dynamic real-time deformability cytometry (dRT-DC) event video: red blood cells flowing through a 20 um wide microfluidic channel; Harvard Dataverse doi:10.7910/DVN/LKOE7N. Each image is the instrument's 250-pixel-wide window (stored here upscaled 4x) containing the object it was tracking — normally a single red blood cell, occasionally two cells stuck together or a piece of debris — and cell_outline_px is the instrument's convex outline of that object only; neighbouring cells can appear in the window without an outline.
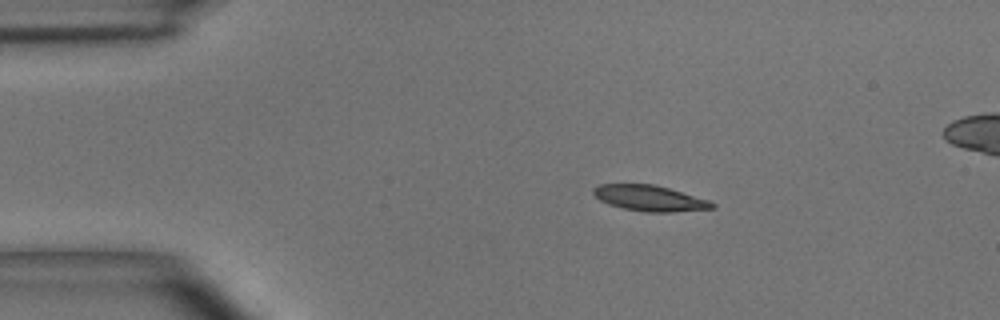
{"species": "common noctule bat (a hibernating species)", "species_latin": "Nyctalus noctula", "temperature_condition": "room temperature", "stored_images_in_passage": 41, "camera_frame_rate_fps": 3000, "um_per_image_px": 0.085, "animal": {"sex": "male", "body_mass_g": 15.6}, "frame": {"image": 1, "passage_image": 1, "time_ms": 0.0, "image_size_px": [1000, 320], "cell_outline_px": [[716, 208], [672, 212], [644, 212], [624, 208], [608, 204], [600, 200], [592, 192], [592, 188], [600, 184], [652, 184], [668, 188], [708, 200], [716, 204]], "centroid_in_image_um": [55.21, 16.85], "position_along_channel_um": 29.8, "area_um2": 17.69}}
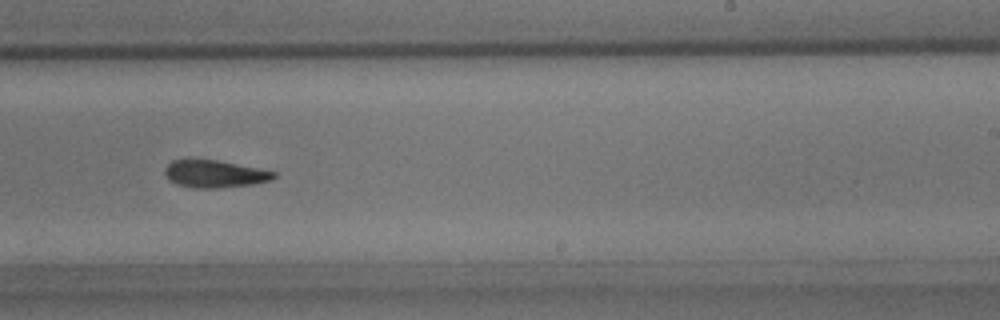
{"frame": {"image": 2, "passage_image": 23, "time_ms": 7.333, "image_size_px": [1000, 320], "cell_outline_px": [[276, 176], [272, 180], [252, 184], [220, 188], [192, 188], [176, 184], [168, 180], [164, 172], [164, 168], [172, 160], [188, 156], [216, 160], [260, 168], [276, 172]], "centroid_in_image_um": [18.17, 14.74], "position_along_channel_um": 270.8, "area_um2": 18.09}}
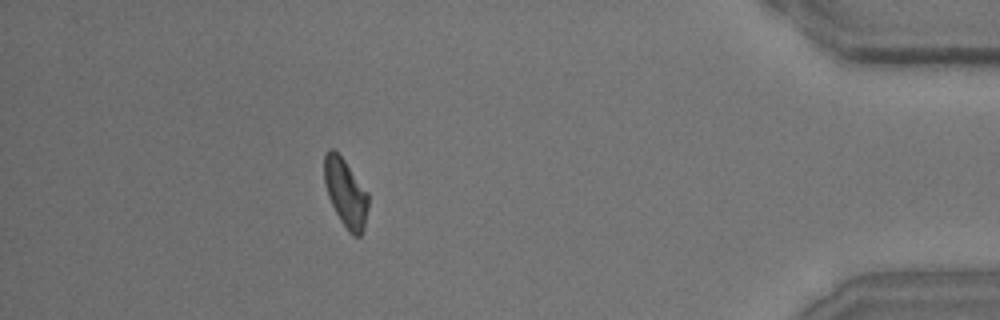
{"frame": {"image": 3, "passage_image": 37, "time_ms": 12.0, "image_size_px": [1000, 320], "cell_outline_px": [[368, 208], [364, 228], [360, 236], [356, 236], [348, 232], [340, 220], [328, 196], [324, 184], [324, 152], [328, 148], [332, 148], [344, 160], [368, 192]], "centroid_in_image_um": [29.37, 16.39], "position_along_channel_um": 405.8, "area_um2": 17.46}}